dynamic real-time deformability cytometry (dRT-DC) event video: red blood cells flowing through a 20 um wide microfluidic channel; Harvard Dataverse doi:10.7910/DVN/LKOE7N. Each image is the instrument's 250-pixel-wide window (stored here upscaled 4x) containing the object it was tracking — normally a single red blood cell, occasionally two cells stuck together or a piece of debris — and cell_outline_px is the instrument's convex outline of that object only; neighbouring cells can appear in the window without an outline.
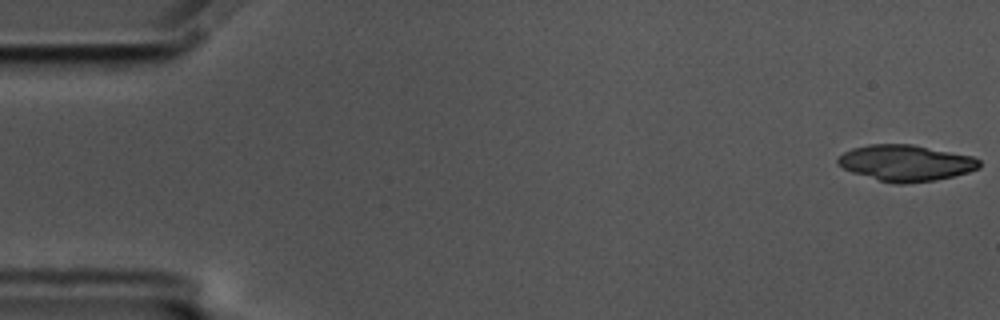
{"species": "common noctule bat (a hibernating species)", "species_latin": "Nyctalus noctula", "temperature_condition": "cold", "stored_images_in_passage": 57, "segment_of_instrument_passage": [1, 2], "camera_frame_rate_fps": 3000, "um_per_image_px": 0.085, "animal": {"sex": "male", "body_mass_g": 17.5, "forearm_length_mm": 52.3}, "frame": {"image": 1, "passage_image": 1, "time_ms": 0.0, "image_size_px": [1000, 320], "cell_outline_px": [[980, 168], [968, 172], [936, 180], [904, 184], [896, 184], [880, 180], [852, 172], [836, 164], [836, 160], [844, 152], [852, 148], [868, 144], [912, 144], [972, 156], [980, 160]], "centroid_in_image_um": [76.99, 13.85], "position_along_channel_um": 8.0, "area_um2": 29.71}}
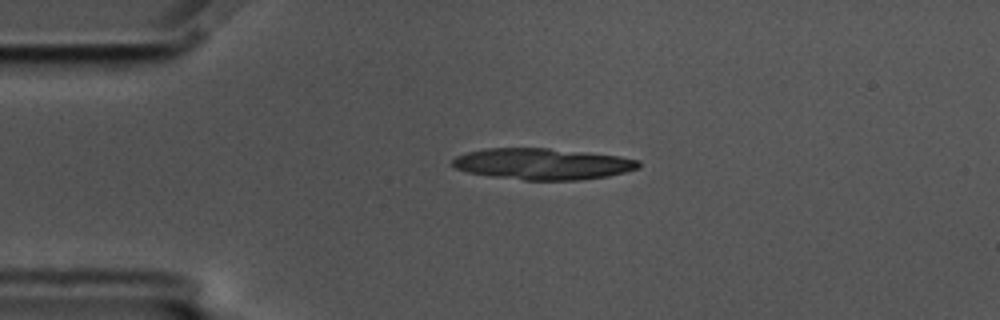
{"frame": {"image": 2, "passage_image": 13, "time_ms": 4.0, "image_size_px": [1000, 320], "cell_outline_px": [[640, 168], [608, 176], [580, 180], [524, 180], [492, 176], [468, 172], [456, 168], [452, 164], [452, 160], [456, 156], [468, 152], [484, 148], [548, 148], [588, 152], [620, 156], [640, 160]], "centroid_in_image_um": [46.15, 13.93], "position_along_channel_um": 38.9, "area_um2": 33.99}}